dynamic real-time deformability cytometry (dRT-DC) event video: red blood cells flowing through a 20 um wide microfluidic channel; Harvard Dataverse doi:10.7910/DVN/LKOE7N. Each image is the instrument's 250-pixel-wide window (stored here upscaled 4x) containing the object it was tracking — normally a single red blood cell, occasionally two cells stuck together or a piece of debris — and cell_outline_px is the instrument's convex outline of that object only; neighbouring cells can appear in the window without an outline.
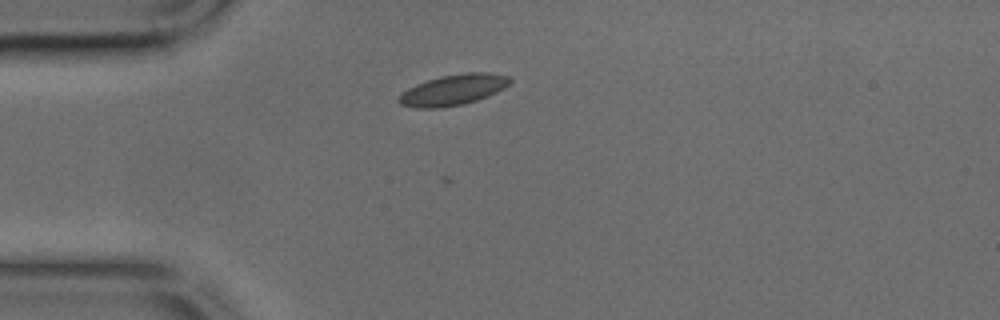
{"species": "common noctule bat (a hibernating species)", "species_latin": "Nyctalus noctula", "temperature_condition": "cold", "stored_images_in_passage": 31, "camera_frame_rate_fps": 3000, "um_per_image_px": 0.085, "animal": {"sex": "male", "body_mass_g": 17.9, "forearm_length_mm": 54.2}, "frame": {"image": 1, "passage_image": 3, "time_ms": 0.667, "image_size_px": [1000, 320], "cell_outline_px": [[512, 80], [504, 88], [488, 96], [464, 104], [440, 108], [416, 108], [400, 104], [396, 100], [408, 88], [416, 84], [440, 76], [464, 72], [492, 72], [508, 76]], "centroid_in_image_um": [38.54, 7.63], "position_along_channel_um": 46.5, "area_um2": 19.94}}
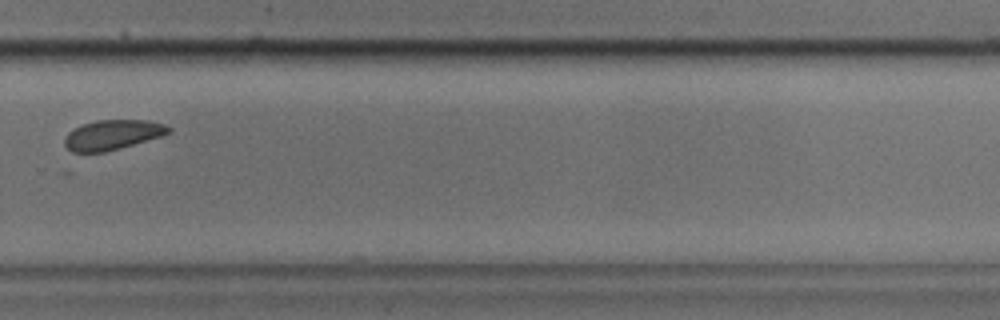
{"frame": {"image": 2, "passage_image": 23, "time_ms": 7.333, "image_size_px": [1000, 320], "cell_outline_px": [[172, 132], [160, 136], [120, 148], [104, 152], [72, 152], [64, 144], [64, 140], [68, 132], [84, 124], [96, 120], [148, 120], [164, 124], [172, 128]], "centroid_in_image_um": [9.58, 11.45], "position_along_channel_um": 320.2, "area_um2": 17.92}}